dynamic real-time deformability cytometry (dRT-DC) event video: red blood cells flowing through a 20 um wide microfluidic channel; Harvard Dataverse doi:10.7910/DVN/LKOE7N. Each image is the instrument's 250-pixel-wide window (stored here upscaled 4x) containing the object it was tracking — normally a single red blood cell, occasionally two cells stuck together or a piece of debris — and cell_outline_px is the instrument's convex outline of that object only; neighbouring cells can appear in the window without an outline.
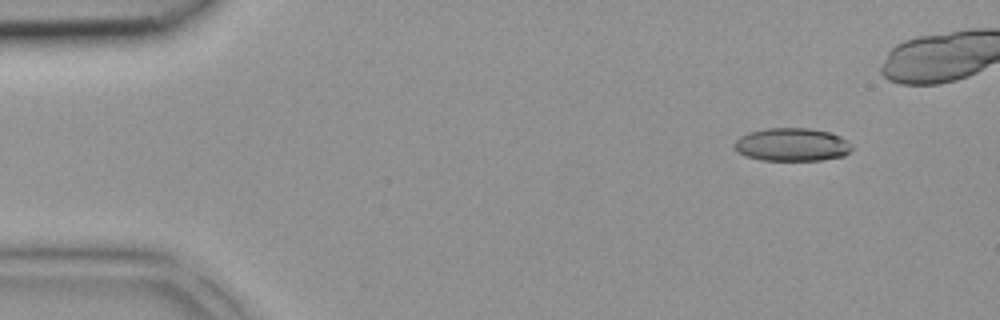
{"species": "common noctule bat (a hibernating species)", "species_latin": "Nyctalus noctula", "temperature_condition": "room temperature", "stored_images_in_passage": 5, "camera_frame_rate_fps": 3000, "um_per_image_px": 0.085, "animal": {"sex": "female", "body_mass_g": 18.4}, "frame": {"image": 1, "passage_image": 5, "time_ms": 1.333, "image_size_px": [1000, 320], "cell_outline_px": [[852, 148], [844, 156], [820, 160], [760, 160], [748, 156], [740, 152], [732, 144], [740, 136], [748, 132], [764, 128], [808, 128], [828, 132], [840, 136], [852, 144]], "centroid_in_image_um": [67.32, 12.28], "position_along_channel_um": 17.7, "area_um2": 22.6}}